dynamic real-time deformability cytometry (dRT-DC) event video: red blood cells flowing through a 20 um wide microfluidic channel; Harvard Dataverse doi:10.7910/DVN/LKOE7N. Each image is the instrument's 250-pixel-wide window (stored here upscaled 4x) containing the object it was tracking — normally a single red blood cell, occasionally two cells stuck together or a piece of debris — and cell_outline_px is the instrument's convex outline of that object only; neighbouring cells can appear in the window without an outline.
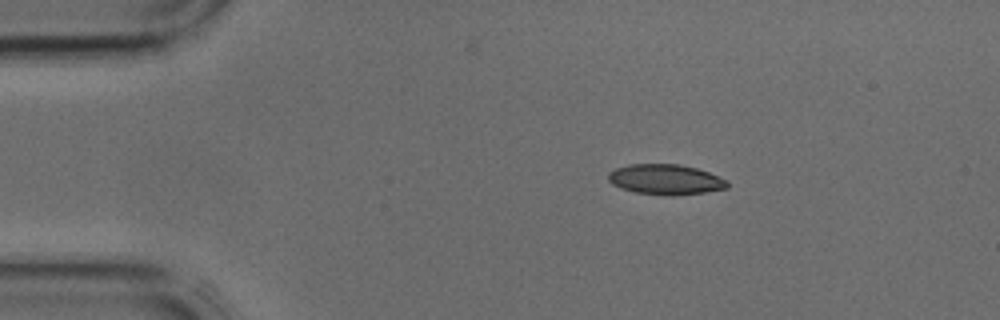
{"species": "common noctule bat (a hibernating species)", "species_latin": "Nyctalus noctula", "temperature_condition": "cold", "stored_images_in_passage": 37, "camera_frame_rate_fps": 3000, "um_per_image_px": 0.085, "animal": {"sex": "male", "body_mass_g": 17.9, "forearm_length_mm": 54.2}, "frame": {"image": 1, "passage_image": 1, "time_ms": 0.0, "image_size_px": [1000, 320], "cell_outline_px": [[728, 188], [704, 192], [672, 196], [636, 192], [620, 188], [612, 184], [608, 180], [608, 172], [616, 168], [628, 164], [680, 164], [696, 168], [708, 172], [728, 180]], "centroid_in_image_um": [56.56, 15.25], "position_along_channel_um": 28.4, "area_um2": 21.04}}
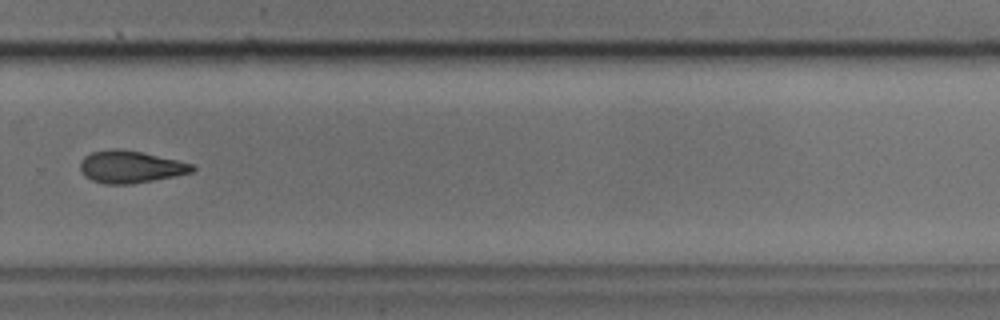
{"frame": {"image": 2, "passage_image": 23, "time_ms": 7.333, "image_size_px": [1000, 320], "cell_outline_px": [[196, 168], [192, 172], [132, 184], [104, 184], [92, 180], [84, 176], [80, 168], [80, 160], [84, 156], [92, 152], [112, 148], [120, 148], [140, 152], [176, 160], [192, 164]], "centroid_in_image_um": [11.03, 14.18], "position_along_channel_um": 318.8, "area_um2": 20.87}}
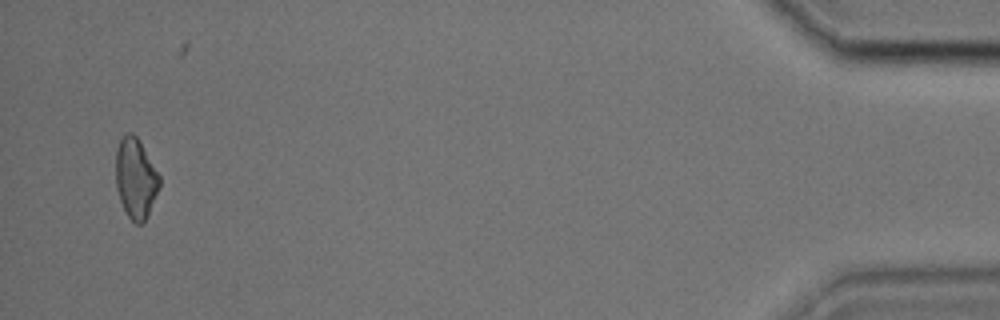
{"frame": {"image": 3, "passage_image": 35, "time_ms": 11.333, "image_size_px": [1000, 320], "cell_outline_px": [[160, 188], [144, 224], [136, 224], [128, 216], [120, 200], [116, 188], [116, 152], [120, 140], [128, 132], [132, 132], [136, 136], [160, 176]], "centroid_in_image_um": [11.54, 15.2], "position_along_channel_um": 423.7, "area_um2": 20.29}}